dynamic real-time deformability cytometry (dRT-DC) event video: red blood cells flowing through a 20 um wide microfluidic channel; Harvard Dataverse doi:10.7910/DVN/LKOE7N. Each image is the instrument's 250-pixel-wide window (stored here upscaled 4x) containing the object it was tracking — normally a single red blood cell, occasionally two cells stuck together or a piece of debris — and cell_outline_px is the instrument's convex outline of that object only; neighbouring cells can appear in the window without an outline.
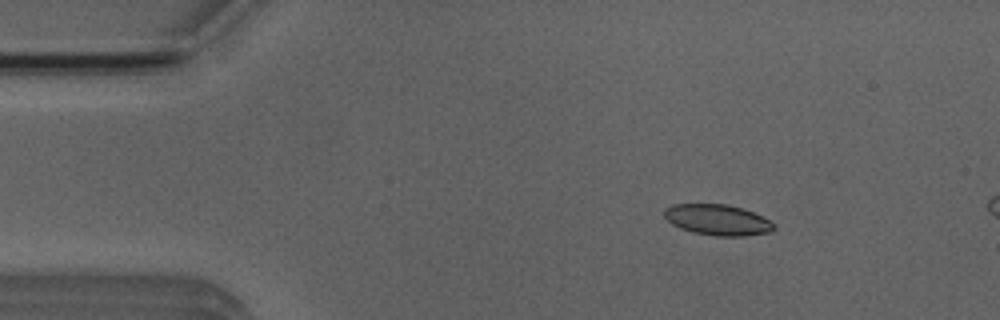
{"species": "Egyptian fruit bat (a non-hibernating species)", "species_latin": "Rousettus aegyptiacus", "temperature_condition": "room temperature", "stored_images_in_passage": 5, "camera_frame_rate_fps": 3000, "um_per_image_px": 0.085, "animal": {"sex": "male"}, "frame": {"image": 1, "passage_image": 3, "time_ms": 2.333, "image_size_px": [1000, 320], "cell_outline_px": [[776, 228], [768, 232], [744, 236], [716, 236], [692, 232], [680, 228], [672, 224], [664, 216], [664, 208], [672, 204], [728, 204], [744, 208], [776, 224]], "centroid_in_image_um": [60.98, 18.68], "position_along_channel_um": 24.0, "area_um2": 19.71}}